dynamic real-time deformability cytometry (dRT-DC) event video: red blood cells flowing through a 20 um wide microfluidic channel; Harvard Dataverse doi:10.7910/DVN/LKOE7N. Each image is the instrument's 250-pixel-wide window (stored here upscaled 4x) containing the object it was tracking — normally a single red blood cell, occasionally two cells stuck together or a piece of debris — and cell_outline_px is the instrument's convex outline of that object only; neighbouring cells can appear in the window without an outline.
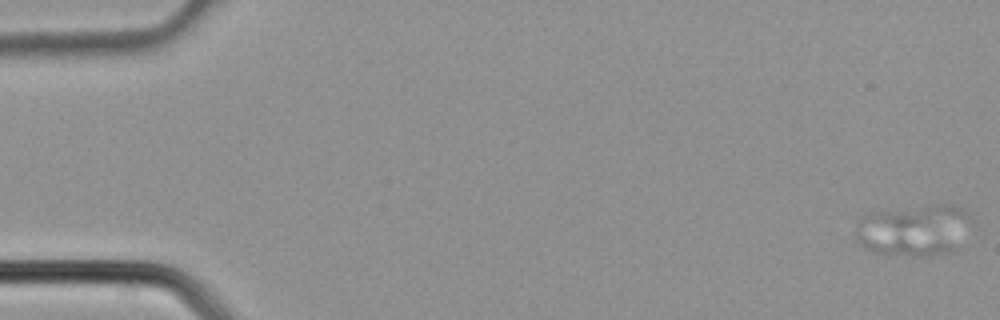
{"species": "common noctule bat (a hibernating species)", "species_latin": "Nyctalus noctula", "temperature_condition": "cold", "stored_images_in_passage": 5, "camera_frame_rate_fps": 3000, "um_per_image_px": 0.085, "animal": {"sex": "male", "body_mass_g": 21.5, "forearm_length_mm": 52.0}, "frame": {"image": 1, "passage_image": 1, "time_ms": 0.0, "image_size_px": [1000, 320], "cell_outline_px": [[972, 220], [956, 248], [952, 252], [928, 256], [920, 256], [876, 252], [860, 244], [856, 240], [856, 220], [860, 216], [872, 212], [936, 204], [952, 204], [960, 208]], "centroid_in_image_um": [77.65, 19.55], "position_along_channel_um": 7.3, "area_um2": 34.45}}